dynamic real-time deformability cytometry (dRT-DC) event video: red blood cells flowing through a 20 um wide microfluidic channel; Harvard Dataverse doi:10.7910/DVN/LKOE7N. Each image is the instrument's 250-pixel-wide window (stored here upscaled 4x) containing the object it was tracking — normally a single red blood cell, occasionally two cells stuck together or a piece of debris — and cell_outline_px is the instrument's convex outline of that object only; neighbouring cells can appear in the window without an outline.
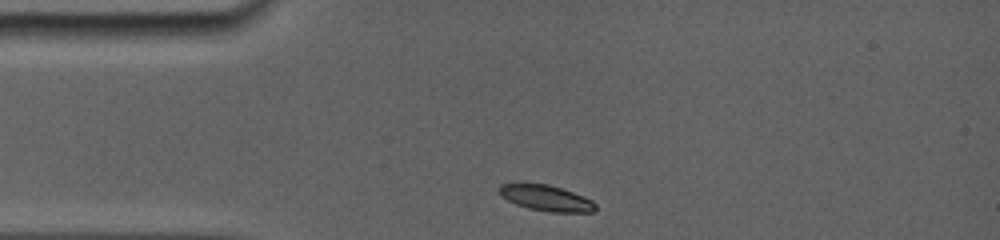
{"species": "common noctule bat (a hibernating species)", "species_latin": "Nyctalus noctula", "temperature_condition": "room temperature", "stored_images_in_passage": 19, "camera_frame_rate_fps": 5000, "um_per_image_px": 0.085, "animal": {"sex": "female", "body_mass_g": 19.0, "forearm_length_mm": 56.7}, "frame": {"image": 1, "passage_image": 1, "time_ms": 0.0, "image_size_px": [1000, 240], "cell_outline_px": [[596, 208], [592, 212], [548, 212], [528, 208], [516, 204], [500, 196], [496, 188], [500, 184], [548, 184], [584, 196], [592, 200], [596, 204]], "centroid_in_image_um": [46.4, 16.84], "position_along_channel_um": 38.6, "area_um2": 14.45}}
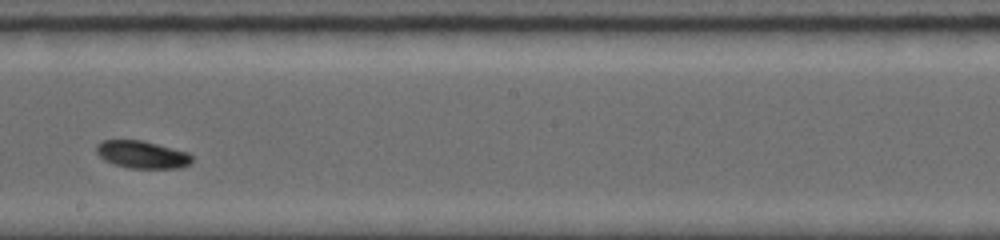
{"frame": {"image": 2, "passage_image": 11, "time_ms": 5.8, "image_size_px": [1000, 240], "cell_outline_px": [[192, 164], [180, 168], [128, 168], [104, 160], [96, 152], [96, 144], [104, 140], [140, 140], [188, 152], [192, 156]], "centroid_in_image_um": [12.09, 13.14], "position_along_channel_um": 236.1, "area_um2": 15.26}}
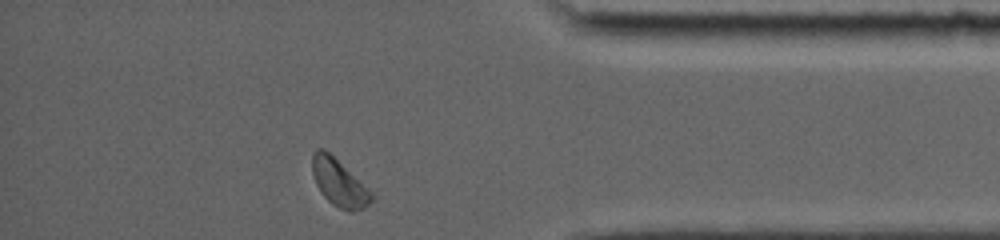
{"frame": {"image": 3, "passage_image": 19, "time_ms": 10.6, "image_size_px": [1000, 240], "cell_outline_px": [[372, 200], [364, 208], [352, 212], [348, 212], [332, 204], [324, 196], [316, 184], [312, 172], [312, 152], [316, 148], [324, 148], [372, 192]], "centroid_in_image_um": [28.79, 15.53], "position_along_channel_um": 406.4, "area_um2": 16.01}, "authors_computed_cell_mechanics": {"area_um2": 15.4326, "velocity_mm_per_s": 3.7931, "shape_relaxation_time_tau1_ms": 1.4441, "shape_relaxation_time_tau2_ms": null, "deformation_change_tau1": 0.0623, "deformation_change_tau2": null}}